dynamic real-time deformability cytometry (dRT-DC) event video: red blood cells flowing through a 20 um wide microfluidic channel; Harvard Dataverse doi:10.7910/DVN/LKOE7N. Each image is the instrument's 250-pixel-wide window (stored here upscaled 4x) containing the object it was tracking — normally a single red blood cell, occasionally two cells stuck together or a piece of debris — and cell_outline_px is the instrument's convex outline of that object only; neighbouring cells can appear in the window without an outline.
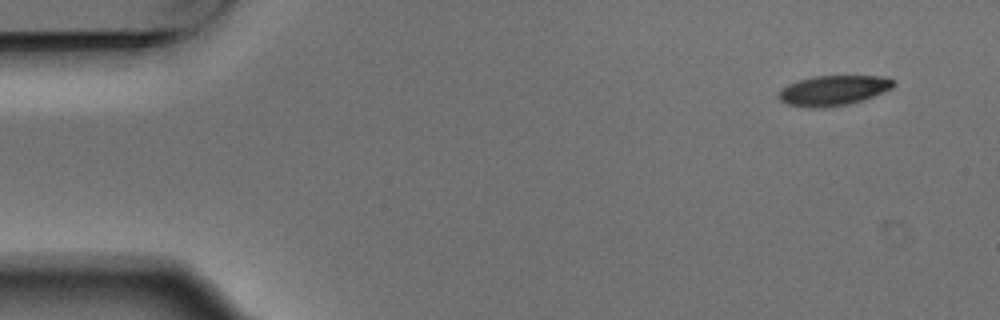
{"species": "Egyptian fruit bat (a non-hibernating species)", "species_latin": "Rousettus aegyptiacus", "temperature_condition": "warm", "stored_images_in_passage": 4, "camera_frame_rate_fps": 3000, "um_per_image_px": 0.085, "animal": {"sex": "male"}, "frame": {"image": 1, "passage_image": 1, "time_ms": 0.0, "image_size_px": [1000, 320], "cell_outline_px": [[896, 84], [892, 88], [864, 100], [848, 104], [824, 108], [808, 108], [788, 104], [780, 100], [776, 96], [776, 92], [780, 88], [796, 80], [812, 76], [888, 76], [896, 80]], "centroid_in_image_um": [70.81, 7.68], "position_along_channel_um": 14.2, "area_um2": 20.63}}
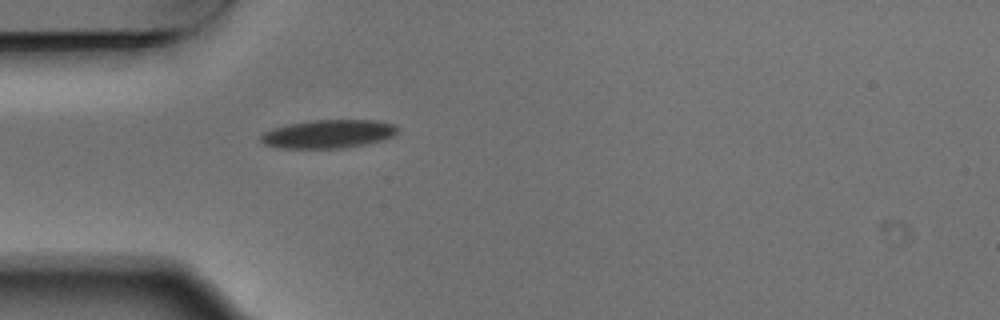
{"frame": {"image": 2, "passage_image": 4, "time_ms": 1.0, "image_size_px": [1000, 320], "cell_outline_px": [[396, 132], [392, 136], [384, 140], [344, 148], [276, 148], [264, 144], [260, 140], [260, 136], [264, 132], [272, 128], [288, 124], [312, 120], [376, 120], [396, 124]], "centroid_in_image_um": [27.88, 11.38], "position_along_channel_um": 57.1, "area_um2": 22.72}}